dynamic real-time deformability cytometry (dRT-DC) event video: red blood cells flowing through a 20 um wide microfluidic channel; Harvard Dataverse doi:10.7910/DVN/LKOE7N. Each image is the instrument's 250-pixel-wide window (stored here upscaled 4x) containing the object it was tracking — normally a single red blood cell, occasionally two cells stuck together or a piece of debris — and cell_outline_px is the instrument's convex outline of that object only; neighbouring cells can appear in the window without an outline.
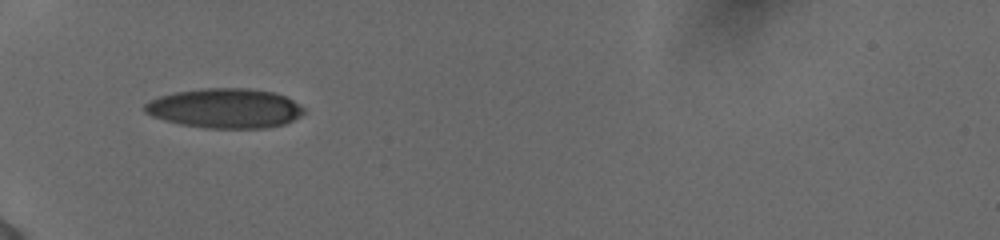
{"species": "human", "species_latin": "Homo sapiens", "temperature_condition": "cold", "stored_images_in_passage": 35, "camera_frame_rate_fps": 3000, "um_per_image_px": 0.085, "donor": {"sex": "female"}, "frame": {"image": 1, "passage_image": 1, "time_ms": 0.0, "image_size_px": [1000, 240], "cell_outline_px": [[304, 112], [300, 116], [284, 124], [264, 128], [204, 128], [180, 124], [164, 120], [152, 116], [144, 112], [144, 104], [160, 96], [176, 92], [204, 88], [248, 88], [276, 92], [300, 104], [304, 108]], "centroid_in_image_um": [19.13, 9.2], "position_along_channel_um": 65.9, "area_um2": 36.76}}
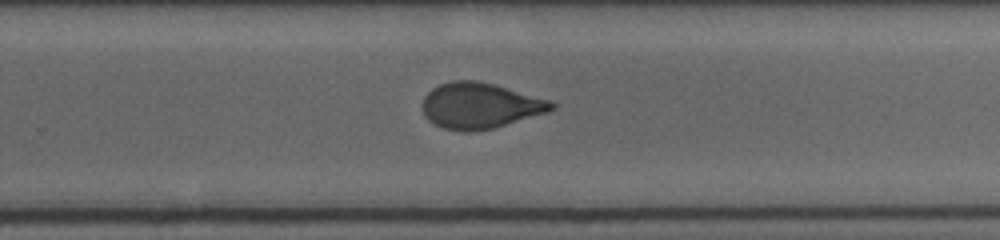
{"frame": {"image": 2, "passage_image": 19, "time_ms": 6.0, "image_size_px": [1000, 240], "cell_outline_px": [[556, 108], [548, 112], [492, 128], [468, 132], [464, 132], [444, 128], [428, 120], [424, 116], [424, 96], [432, 88], [440, 84], [452, 80], [476, 80], [496, 84], [552, 100], [556, 104]], "centroid_in_image_um": [40.84, 8.96], "position_along_channel_um": 289.0, "area_um2": 34.51}}
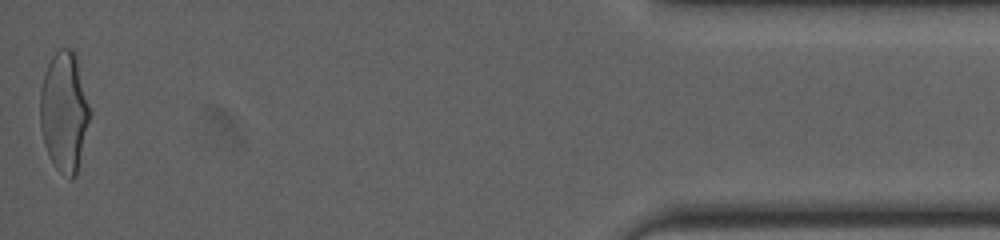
{"frame": {"image": 3, "passage_image": 35, "time_ms": 11.333, "image_size_px": [1000, 240], "cell_outline_px": [[92, 112], [76, 176], [72, 180], [60, 172], [56, 168], [48, 156], [44, 144], [40, 128], [40, 88], [44, 72], [52, 56], [60, 48], [72, 48], [76, 52]], "centroid_in_image_um": [5.47, 9.48], "position_along_channel_um": 429.7, "area_um2": 35.49}, "authors_computed_cell_mechanics": {"area_um2": 35.258, "velocity_mm_per_s": 3.8883, "shape_relaxation_time_tau1_ms": 5.8329, "shape_relaxation_time_tau2_ms": 1.0648, "deformation_change_tau1": 0.1688, "deformation_change_tau2": 0.0667}}